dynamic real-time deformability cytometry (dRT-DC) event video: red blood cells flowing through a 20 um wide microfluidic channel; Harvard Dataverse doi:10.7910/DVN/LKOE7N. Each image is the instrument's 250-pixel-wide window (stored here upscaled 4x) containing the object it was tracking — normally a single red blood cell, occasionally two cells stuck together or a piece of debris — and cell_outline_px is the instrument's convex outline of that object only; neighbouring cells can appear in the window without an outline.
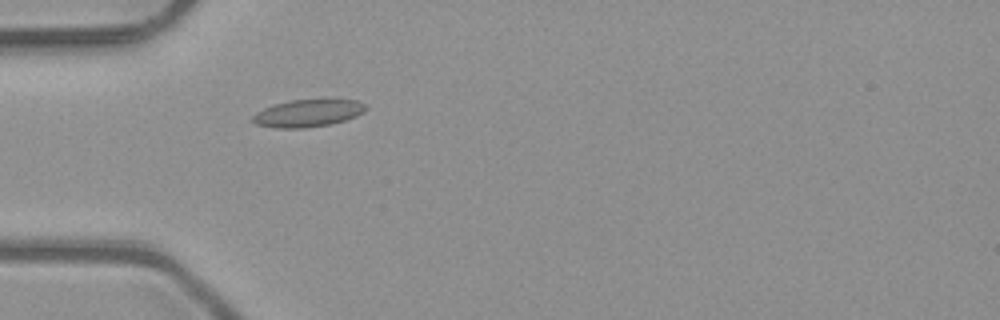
{"species": "common noctule bat (a hibernating species)", "species_latin": "Nyctalus noctula", "temperature_condition": "room temperature", "stored_images_in_passage": 1, "camera_frame_rate_fps": 3000, "um_per_image_px": 0.085, "animal": {"sex": "male", "body_mass_g": 23.1, "forearm_length_mm": 52.7}, "frame": {"image": 1, "passage_image": 1, "time_ms": 0.0, "image_size_px": [1000, 320], "cell_outline_px": [[368, 108], [364, 112], [356, 116], [332, 124], [304, 128], [276, 128], [256, 124], [252, 120], [252, 116], [256, 112], [272, 104], [288, 100], [356, 100], [364, 104]], "centroid_in_image_um": [26.15, 9.62], "position_along_channel_um": 58.9, "area_um2": 18.03}}